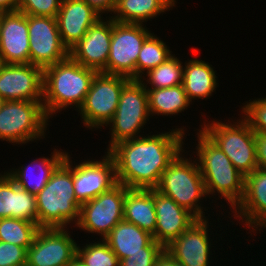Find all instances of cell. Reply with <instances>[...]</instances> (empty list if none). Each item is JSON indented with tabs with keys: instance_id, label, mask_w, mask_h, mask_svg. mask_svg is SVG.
<instances>
[{
	"instance_id": "6da1fadb",
	"label": "cell",
	"mask_w": 266,
	"mask_h": 266,
	"mask_svg": "<svg viewBox=\"0 0 266 266\" xmlns=\"http://www.w3.org/2000/svg\"><path fill=\"white\" fill-rule=\"evenodd\" d=\"M183 128L141 136L114 145L112 157L117 183L129 189H155L169 163L183 150Z\"/></svg>"
},
{
	"instance_id": "7a4b0ae2",
	"label": "cell",
	"mask_w": 266,
	"mask_h": 266,
	"mask_svg": "<svg viewBox=\"0 0 266 266\" xmlns=\"http://www.w3.org/2000/svg\"><path fill=\"white\" fill-rule=\"evenodd\" d=\"M97 71L70 56L43 69V107L50 117L69 106H82ZM74 104V105H73Z\"/></svg>"
},
{
	"instance_id": "3957f363",
	"label": "cell",
	"mask_w": 266,
	"mask_h": 266,
	"mask_svg": "<svg viewBox=\"0 0 266 266\" xmlns=\"http://www.w3.org/2000/svg\"><path fill=\"white\" fill-rule=\"evenodd\" d=\"M67 154L45 187L35 196L39 228H67L79 221L81 204L75 197L73 165Z\"/></svg>"
},
{
	"instance_id": "277c9868",
	"label": "cell",
	"mask_w": 266,
	"mask_h": 266,
	"mask_svg": "<svg viewBox=\"0 0 266 266\" xmlns=\"http://www.w3.org/2000/svg\"><path fill=\"white\" fill-rule=\"evenodd\" d=\"M196 146L201 175L207 196L216 191L234 209L244 195L245 176L232 164L225 153L201 129L198 130Z\"/></svg>"
},
{
	"instance_id": "5b68a950",
	"label": "cell",
	"mask_w": 266,
	"mask_h": 266,
	"mask_svg": "<svg viewBox=\"0 0 266 266\" xmlns=\"http://www.w3.org/2000/svg\"><path fill=\"white\" fill-rule=\"evenodd\" d=\"M183 151H180L169 163L155 189L172 198L197 218H206L203 212L204 207L200 204L201 198L207 196L203 177L196 159L192 163L191 158L181 156Z\"/></svg>"
},
{
	"instance_id": "8992f818",
	"label": "cell",
	"mask_w": 266,
	"mask_h": 266,
	"mask_svg": "<svg viewBox=\"0 0 266 266\" xmlns=\"http://www.w3.org/2000/svg\"><path fill=\"white\" fill-rule=\"evenodd\" d=\"M213 121L201 130L225 153L235 168L244 176L258 168L255 132L244 119L234 124Z\"/></svg>"
},
{
	"instance_id": "52a82bcc",
	"label": "cell",
	"mask_w": 266,
	"mask_h": 266,
	"mask_svg": "<svg viewBox=\"0 0 266 266\" xmlns=\"http://www.w3.org/2000/svg\"><path fill=\"white\" fill-rule=\"evenodd\" d=\"M48 119L43 101H4L0 108V140L22 145L45 138Z\"/></svg>"
},
{
	"instance_id": "ba28073f",
	"label": "cell",
	"mask_w": 266,
	"mask_h": 266,
	"mask_svg": "<svg viewBox=\"0 0 266 266\" xmlns=\"http://www.w3.org/2000/svg\"><path fill=\"white\" fill-rule=\"evenodd\" d=\"M149 116L151 117L145 85L139 79H130L122 88L115 115L107 123L111 127L107 152L122 141L141 137L138 134L149 121Z\"/></svg>"
},
{
	"instance_id": "9c48e42d",
	"label": "cell",
	"mask_w": 266,
	"mask_h": 266,
	"mask_svg": "<svg viewBox=\"0 0 266 266\" xmlns=\"http://www.w3.org/2000/svg\"><path fill=\"white\" fill-rule=\"evenodd\" d=\"M130 78L97 72L79 113L86 128H102L115 115L123 86ZM101 126V127H100Z\"/></svg>"
},
{
	"instance_id": "30bf717a",
	"label": "cell",
	"mask_w": 266,
	"mask_h": 266,
	"mask_svg": "<svg viewBox=\"0 0 266 266\" xmlns=\"http://www.w3.org/2000/svg\"><path fill=\"white\" fill-rule=\"evenodd\" d=\"M151 34L144 24L122 23L112 19L107 74L136 79V62L142 44Z\"/></svg>"
},
{
	"instance_id": "8fae6325",
	"label": "cell",
	"mask_w": 266,
	"mask_h": 266,
	"mask_svg": "<svg viewBox=\"0 0 266 266\" xmlns=\"http://www.w3.org/2000/svg\"><path fill=\"white\" fill-rule=\"evenodd\" d=\"M128 189L117 183L108 191L81 204L76 228L79 227L87 233L99 234L104 239L124 219V200Z\"/></svg>"
},
{
	"instance_id": "7c38bea8",
	"label": "cell",
	"mask_w": 266,
	"mask_h": 266,
	"mask_svg": "<svg viewBox=\"0 0 266 266\" xmlns=\"http://www.w3.org/2000/svg\"><path fill=\"white\" fill-rule=\"evenodd\" d=\"M28 35L30 64L45 69L69 57L56 18L28 15Z\"/></svg>"
},
{
	"instance_id": "4fadbf2b",
	"label": "cell",
	"mask_w": 266,
	"mask_h": 266,
	"mask_svg": "<svg viewBox=\"0 0 266 266\" xmlns=\"http://www.w3.org/2000/svg\"><path fill=\"white\" fill-rule=\"evenodd\" d=\"M77 243L65 228H40L27 249L26 266H67Z\"/></svg>"
},
{
	"instance_id": "5bb4252c",
	"label": "cell",
	"mask_w": 266,
	"mask_h": 266,
	"mask_svg": "<svg viewBox=\"0 0 266 266\" xmlns=\"http://www.w3.org/2000/svg\"><path fill=\"white\" fill-rule=\"evenodd\" d=\"M0 97L4 101H43V69L0 63Z\"/></svg>"
},
{
	"instance_id": "9a60e30c",
	"label": "cell",
	"mask_w": 266,
	"mask_h": 266,
	"mask_svg": "<svg viewBox=\"0 0 266 266\" xmlns=\"http://www.w3.org/2000/svg\"><path fill=\"white\" fill-rule=\"evenodd\" d=\"M117 184L115 164L107 153L102 160H84L73 166V187L80 204L94 199Z\"/></svg>"
},
{
	"instance_id": "2e32d148",
	"label": "cell",
	"mask_w": 266,
	"mask_h": 266,
	"mask_svg": "<svg viewBox=\"0 0 266 266\" xmlns=\"http://www.w3.org/2000/svg\"><path fill=\"white\" fill-rule=\"evenodd\" d=\"M207 220L198 218L194 221L165 247V253L183 266H210L211 242Z\"/></svg>"
},
{
	"instance_id": "e0dca14e",
	"label": "cell",
	"mask_w": 266,
	"mask_h": 266,
	"mask_svg": "<svg viewBox=\"0 0 266 266\" xmlns=\"http://www.w3.org/2000/svg\"><path fill=\"white\" fill-rule=\"evenodd\" d=\"M109 19V20H108ZM100 18L85 36L69 50V56L84 67L107 74L110 53L112 18Z\"/></svg>"
},
{
	"instance_id": "ac0fdd59",
	"label": "cell",
	"mask_w": 266,
	"mask_h": 266,
	"mask_svg": "<svg viewBox=\"0 0 266 266\" xmlns=\"http://www.w3.org/2000/svg\"><path fill=\"white\" fill-rule=\"evenodd\" d=\"M0 63H30L28 15L0 12Z\"/></svg>"
},
{
	"instance_id": "d6986e66",
	"label": "cell",
	"mask_w": 266,
	"mask_h": 266,
	"mask_svg": "<svg viewBox=\"0 0 266 266\" xmlns=\"http://www.w3.org/2000/svg\"><path fill=\"white\" fill-rule=\"evenodd\" d=\"M156 229L153 239L166 247L198 218L172 198L154 189Z\"/></svg>"
},
{
	"instance_id": "ffe728a7",
	"label": "cell",
	"mask_w": 266,
	"mask_h": 266,
	"mask_svg": "<svg viewBox=\"0 0 266 266\" xmlns=\"http://www.w3.org/2000/svg\"><path fill=\"white\" fill-rule=\"evenodd\" d=\"M100 18L102 15L84 0H62L56 19L59 34L67 49L76 45Z\"/></svg>"
},
{
	"instance_id": "44dd1931",
	"label": "cell",
	"mask_w": 266,
	"mask_h": 266,
	"mask_svg": "<svg viewBox=\"0 0 266 266\" xmlns=\"http://www.w3.org/2000/svg\"><path fill=\"white\" fill-rule=\"evenodd\" d=\"M232 212L252 228L251 232L266 227V170L257 168L245 176L243 198Z\"/></svg>"
},
{
	"instance_id": "7402d4cb",
	"label": "cell",
	"mask_w": 266,
	"mask_h": 266,
	"mask_svg": "<svg viewBox=\"0 0 266 266\" xmlns=\"http://www.w3.org/2000/svg\"><path fill=\"white\" fill-rule=\"evenodd\" d=\"M0 218H19L38 224L35 195L19 187L6 172L0 174Z\"/></svg>"
},
{
	"instance_id": "603a6c76",
	"label": "cell",
	"mask_w": 266,
	"mask_h": 266,
	"mask_svg": "<svg viewBox=\"0 0 266 266\" xmlns=\"http://www.w3.org/2000/svg\"><path fill=\"white\" fill-rule=\"evenodd\" d=\"M51 154L50 158L40 157L41 159L31 161L28 166H20L21 169L14 168L15 171L9 170L6 173L19 187L36 196L45 187L53 172L65 160L68 153L55 148ZM34 170L39 171V173L34 172Z\"/></svg>"
},
{
	"instance_id": "cb8c5ba5",
	"label": "cell",
	"mask_w": 266,
	"mask_h": 266,
	"mask_svg": "<svg viewBox=\"0 0 266 266\" xmlns=\"http://www.w3.org/2000/svg\"><path fill=\"white\" fill-rule=\"evenodd\" d=\"M121 261L130 255L144 252L152 240V235L137 225L121 220L103 239Z\"/></svg>"
},
{
	"instance_id": "d4e9b609",
	"label": "cell",
	"mask_w": 266,
	"mask_h": 266,
	"mask_svg": "<svg viewBox=\"0 0 266 266\" xmlns=\"http://www.w3.org/2000/svg\"><path fill=\"white\" fill-rule=\"evenodd\" d=\"M123 218L153 235L156 229L154 189H128Z\"/></svg>"
},
{
	"instance_id": "484cf974",
	"label": "cell",
	"mask_w": 266,
	"mask_h": 266,
	"mask_svg": "<svg viewBox=\"0 0 266 266\" xmlns=\"http://www.w3.org/2000/svg\"><path fill=\"white\" fill-rule=\"evenodd\" d=\"M217 76L212 65L201 59H190L183 67V88L190 102L208 98L217 88Z\"/></svg>"
},
{
	"instance_id": "4316f807",
	"label": "cell",
	"mask_w": 266,
	"mask_h": 266,
	"mask_svg": "<svg viewBox=\"0 0 266 266\" xmlns=\"http://www.w3.org/2000/svg\"><path fill=\"white\" fill-rule=\"evenodd\" d=\"M176 0H116L114 21L143 24L173 8Z\"/></svg>"
},
{
	"instance_id": "83f0119b",
	"label": "cell",
	"mask_w": 266,
	"mask_h": 266,
	"mask_svg": "<svg viewBox=\"0 0 266 266\" xmlns=\"http://www.w3.org/2000/svg\"><path fill=\"white\" fill-rule=\"evenodd\" d=\"M142 82L148 94L150 115H177L190 106L191 102L187 98L182 84L167 88L149 89L148 83Z\"/></svg>"
},
{
	"instance_id": "f1b7e54d",
	"label": "cell",
	"mask_w": 266,
	"mask_h": 266,
	"mask_svg": "<svg viewBox=\"0 0 266 266\" xmlns=\"http://www.w3.org/2000/svg\"><path fill=\"white\" fill-rule=\"evenodd\" d=\"M171 52L161 38L151 33L142 44L137 58L136 79L143 78L144 73L162 64L172 55Z\"/></svg>"
},
{
	"instance_id": "f546056e",
	"label": "cell",
	"mask_w": 266,
	"mask_h": 266,
	"mask_svg": "<svg viewBox=\"0 0 266 266\" xmlns=\"http://www.w3.org/2000/svg\"><path fill=\"white\" fill-rule=\"evenodd\" d=\"M40 228L19 218H0V241L15 244L28 249Z\"/></svg>"
},
{
	"instance_id": "4dcf8cb0",
	"label": "cell",
	"mask_w": 266,
	"mask_h": 266,
	"mask_svg": "<svg viewBox=\"0 0 266 266\" xmlns=\"http://www.w3.org/2000/svg\"><path fill=\"white\" fill-rule=\"evenodd\" d=\"M183 62L175 55H171L159 66L149 70L146 73L147 79L139 80L148 82L150 89L167 88L182 84L183 82Z\"/></svg>"
},
{
	"instance_id": "1f68e13d",
	"label": "cell",
	"mask_w": 266,
	"mask_h": 266,
	"mask_svg": "<svg viewBox=\"0 0 266 266\" xmlns=\"http://www.w3.org/2000/svg\"><path fill=\"white\" fill-rule=\"evenodd\" d=\"M76 255L86 266H120V260L102 239L86 246L77 245Z\"/></svg>"
},
{
	"instance_id": "d6a6232c",
	"label": "cell",
	"mask_w": 266,
	"mask_h": 266,
	"mask_svg": "<svg viewBox=\"0 0 266 266\" xmlns=\"http://www.w3.org/2000/svg\"><path fill=\"white\" fill-rule=\"evenodd\" d=\"M242 118L255 133L266 134V97L244 103Z\"/></svg>"
},
{
	"instance_id": "836d02e7",
	"label": "cell",
	"mask_w": 266,
	"mask_h": 266,
	"mask_svg": "<svg viewBox=\"0 0 266 266\" xmlns=\"http://www.w3.org/2000/svg\"><path fill=\"white\" fill-rule=\"evenodd\" d=\"M165 253V247L154 239L144 247V252L130 255L120 261V266H154Z\"/></svg>"
},
{
	"instance_id": "e575fe53",
	"label": "cell",
	"mask_w": 266,
	"mask_h": 266,
	"mask_svg": "<svg viewBox=\"0 0 266 266\" xmlns=\"http://www.w3.org/2000/svg\"><path fill=\"white\" fill-rule=\"evenodd\" d=\"M62 0H19L18 11L26 15L56 18Z\"/></svg>"
},
{
	"instance_id": "d590c367",
	"label": "cell",
	"mask_w": 266,
	"mask_h": 266,
	"mask_svg": "<svg viewBox=\"0 0 266 266\" xmlns=\"http://www.w3.org/2000/svg\"><path fill=\"white\" fill-rule=\"evenodd\" d=\"M27 249L0 241V266H26Z\"/></svg>"
},
{
	"instance_id": "8d00e7d4",
	"label": "cell",
	"mask_w": 266,
	"mask_h": 266,
	"mask_svg": "<svg viewBox=\"0 0 266 266\" xmlns=\"http://www.w3.org/2000/svg\"><path fill=\"white\" fill-rule=\"evenodd\" d=\"M255 139L258 168L266 170V134L255 133Z\"/></svg>"
},
{
	"instance_id": "74e56055",
	"label": "cell",
	"mask_w": 266,
	"mask_h": 266,
	"mask_svg": "<svg viewBox=\"0 0 266 266\" xmlns=\"http://www.w3.org/2000/svg\"><path fill=\"white\" fill-rule=\"evenodd\" d=\"M87 2L92 8H94L99 14L110 12L111 14L114 12L116 0H84Z\"/></svg>"
},
{
	"instance_id": "f35d334b",
	"label": "cell",
	"mask_w": 266,
	"mask_h": 266,
	"mask_svg": "<svg viewBox=\"0 0 266 266\" xmlns=\"http://www.w3.org/2000/svg\"><path fill=\"white\" fill-rule=\"evenodd\" d=\"M19 0H0V12L18 11Z\"/></svg>"
},
{
	"instance_id": "ab89813d",
	"label": "cell",
	"mask_w": 266,
	"mask_h": 266,
	"mask_svg": "<svg viewBox=\"0 0 266 266\" xmlns=\"http://www.w3.org/2000/svg\"><path fill=\"white\" fill-rule=\"evenodd\" d=\"M154 266H183L181 263L172 259L166 253H164L159 260L155 263Z\"/></svg>"
},
{
	"instance_id": "60d3db41",
	"label": "cell",
	"mask_w": 266,
	"mask_h": 266,
	"mask_svg": "<svg viewBox=\"0 0 266 266\" xmlns=\"http://www.w3.org/2000/svg\"><path fill=\"white\" fill-rule=\"evenodd\" d=\"M67 266H86L81 259L76 255L68 264Z\"/></svg>"
},
{
	"instance_id": "b9f144b4",
	"label": "cell",
	"mask_w": 266,
	"mask_h": 266,
	"mask_svg": "<svg viewBox=\"0 0 266 266\" xmlns=\"http://www.w3.org/2000/svg\"><path fill=\"white\" fill-rule=\"evenodd\" d=\"M3 103H4V100L0 97V108H1Z\"/></svg>"
}]
</instances>
